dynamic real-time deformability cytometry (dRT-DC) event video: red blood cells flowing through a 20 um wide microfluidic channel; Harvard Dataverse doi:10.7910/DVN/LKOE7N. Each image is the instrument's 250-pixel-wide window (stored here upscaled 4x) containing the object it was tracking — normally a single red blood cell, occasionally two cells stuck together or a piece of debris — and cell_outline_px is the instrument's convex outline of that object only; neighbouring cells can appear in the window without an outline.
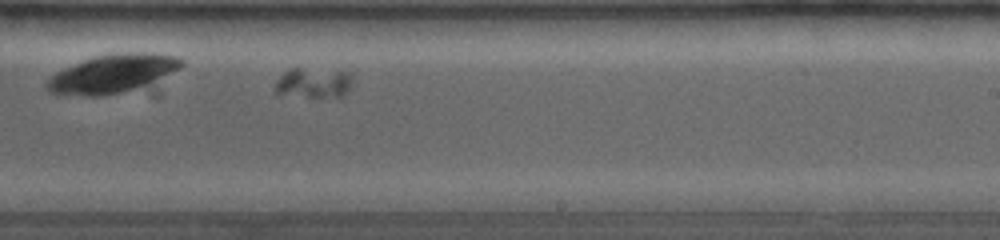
{"species": "common noctule bat (a hibernating species)", "species_latin": "Nyctalus noctula", "temperature_condition": "room temperature", "stored_images_in_passage": 10, "camera_frame_rate_fps": 4000, "um_per_image_px": 0.085, "animal": {"sex": "female", "body_mass_g": 19.0, "forearm_length_mm": 53.3}, "frame": {"image": 1, "passage_image": 10, "time_ms": 5.5, "image_size_px": [1000, 240], "cell_outline_px": [[352, 84], [348, 92], [340, 96], [308, 96], [276, 92], [276, 80], [284, 72], [292, 68], [300, 68], [348, 72], [352, 76]], "centroid_in_image_um": [26.7, 7.02], "position_along_channel_um": 262.3, "area_um2": 13.12}}